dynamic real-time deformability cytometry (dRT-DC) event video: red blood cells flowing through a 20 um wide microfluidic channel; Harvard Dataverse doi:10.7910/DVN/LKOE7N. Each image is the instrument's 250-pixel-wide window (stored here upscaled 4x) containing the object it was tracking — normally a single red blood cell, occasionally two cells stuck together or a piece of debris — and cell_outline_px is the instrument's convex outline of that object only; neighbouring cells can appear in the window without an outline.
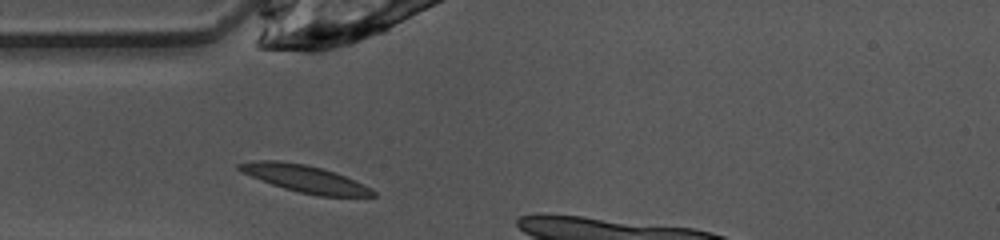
{"species": "common noctule bat (a hibernating species)", "species_latin": "Nyctalus noctula", "temperature_condition": "warm", "stored_images_in_passage": 4, "camera_frame_rate_fps": 3000, "um_per_image_px": 0.085, "animal": {"sex": "female", "body_mass_g": 10.0, "forearm_length_mm": 53.1}, "frame": {"image": 1, "passage_image": 1, "time_ms": 0.0, "image_size_px": [1000, 240], "cell_outline_px": [[376, 196], [320, 196], [300, 192], [284, 188], [272, 184], [240, 172], [236, 168], [236, 164], [260, 160], [280, 160], [304, 164], [336, 172], [364, 184], [372, 188], [376, 192]], "centroid_in_image_um": [25.92, 15.18], "position_along_channel_um": 59.1, "area_um2": 21.1}}